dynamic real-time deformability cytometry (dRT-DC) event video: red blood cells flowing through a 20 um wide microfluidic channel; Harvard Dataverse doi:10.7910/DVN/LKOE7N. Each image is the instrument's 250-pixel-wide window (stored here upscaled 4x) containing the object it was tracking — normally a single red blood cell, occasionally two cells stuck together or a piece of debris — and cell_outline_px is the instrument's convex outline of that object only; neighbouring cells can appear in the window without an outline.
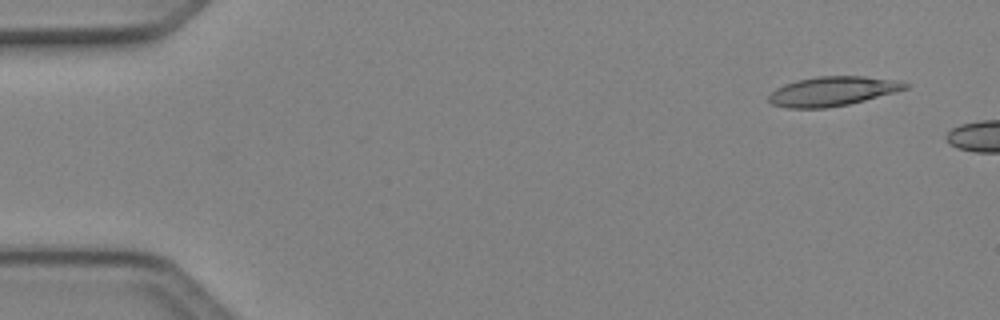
{"species": "Egyptian fruit bat (a non-hibernating species)", "species_latin": "Rousettus aegyptiacus", "temperature_condition": "cold", "stored_images_in_passage": 9, "camera_frame_rate_fps": 3000, "um_per_image_px": 0.085, "animal": {"sex": "female"}, "frame": {"image": 1, "passage_image": 3, "time_ms": 0.667, "image_size_px": [1000, 320], "cell_outline_px": [[908, 88], [896, 92], [848, 104], [828, 108], [788, 108], [772, 104], [768, 100], [768, 96], [776, 88], [784, 84], [796, 80], [816, 76], [864, 76], [896, 80], [908, 84]], "centroid_in_image_um": [70.74, 7.75], "position_along_channel_um": 14.3, "area_um2": 23.35}}